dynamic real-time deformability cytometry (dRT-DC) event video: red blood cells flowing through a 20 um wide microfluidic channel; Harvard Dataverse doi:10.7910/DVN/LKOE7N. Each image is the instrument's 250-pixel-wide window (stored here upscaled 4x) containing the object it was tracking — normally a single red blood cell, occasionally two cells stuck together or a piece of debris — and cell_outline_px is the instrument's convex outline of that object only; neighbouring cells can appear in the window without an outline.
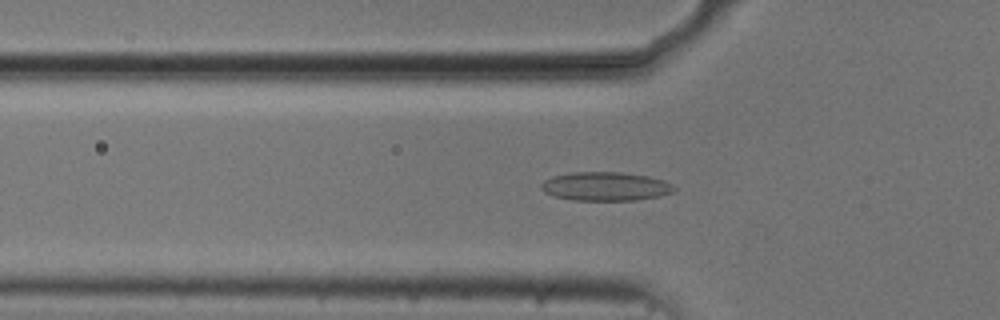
{"species": "common noctule bat (a hibernating species)", "species_latin": "Nyctalus noctula", "temperature_condition": "cold", "stored_images_in_passage": 45, "camera_frame_rate_fps": 3000, "um_per_image_px": 0.085, "animal": {"sex": "male", "body_mass_g": 20.5, "forearm_length_mm": 52.5}, "frame": {"image": 1, "passage_image": 9, "time_ms": 2.667, "image_size_px": [1000, 320], "cell_outline_px": [[676, 188], [672, 192], [660, 196], [636, 200], [572, 200], [552, 196], [544, 192], [540, 188], [540, 184], [544, 180], [552, 176], [572, 172], [620, 172], [648, 176], [664, 180], [672, 184]], "centroid_in_image_um": [51.44, 15.84], "position_along_channel_um": 74.4, "area_um2": 22.43}}
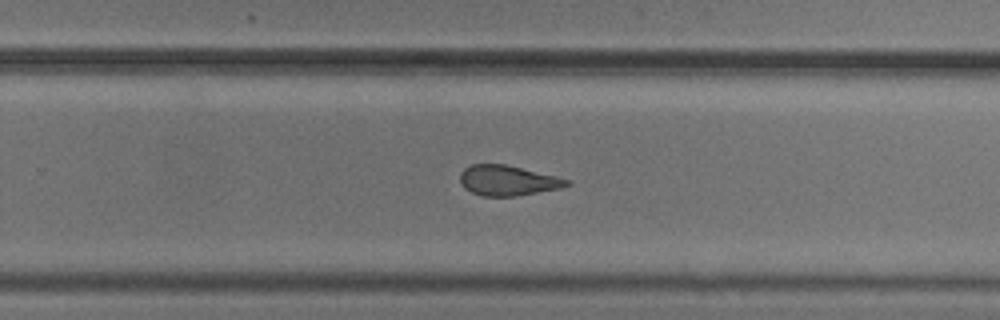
{"frame": {"image": 2, "passage_image": 26, "time_ms": 8.333, "image_size_px": [1000, 320], "cell_outline_px": [[572, 184], [560, 188], [516, 196], [480, 196], [464, 188], [460, 184], [460, 172], [464, 168], [472, 164], [504, 164], [556, 176], [572, 180]], "centroid_in_image_um": [43.15, 15.34], "position_along_channel_um": 286.7, "area_um2": 18.84}}
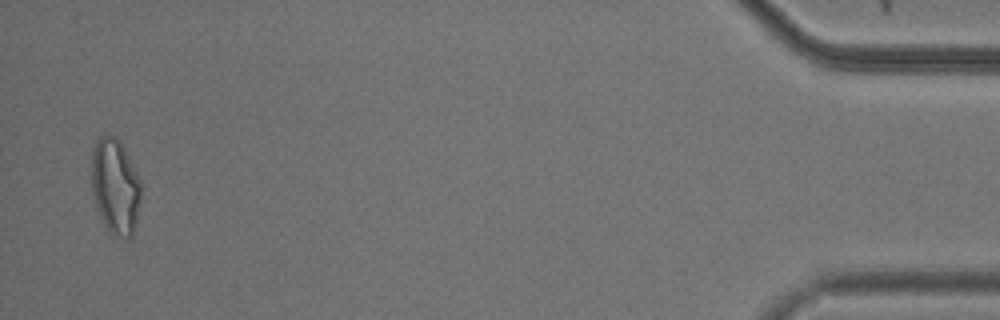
{"frame": {"image": 3, "passage_image": 44, "time_ms": 14.333, "image_size_px": [1000, 320], "cell_outline_px": [[140, 200], [136, 220], [132, 236], [112, 236], [108, 232], [96, 208], [92, 192], [92, 152], [96, 140], [100, 136], [116, 136], [124, 148], [140, 180]], "centroid_in_image_um": [9.78, 15.85], "position_along_channel_um": 425.4, "area_um2": 27.28}, "authors_computed_cell_mechanics": {"area_um2": 20.7502, "velocity_mm_per_s": 3.7344, "shape_relaxation_time_tau1_ms": null, "shape_relaxation_time_tau2_ms": 2.8403, "deformation_change_tau1": null, "deformation_change_tau2": 0.1075}}